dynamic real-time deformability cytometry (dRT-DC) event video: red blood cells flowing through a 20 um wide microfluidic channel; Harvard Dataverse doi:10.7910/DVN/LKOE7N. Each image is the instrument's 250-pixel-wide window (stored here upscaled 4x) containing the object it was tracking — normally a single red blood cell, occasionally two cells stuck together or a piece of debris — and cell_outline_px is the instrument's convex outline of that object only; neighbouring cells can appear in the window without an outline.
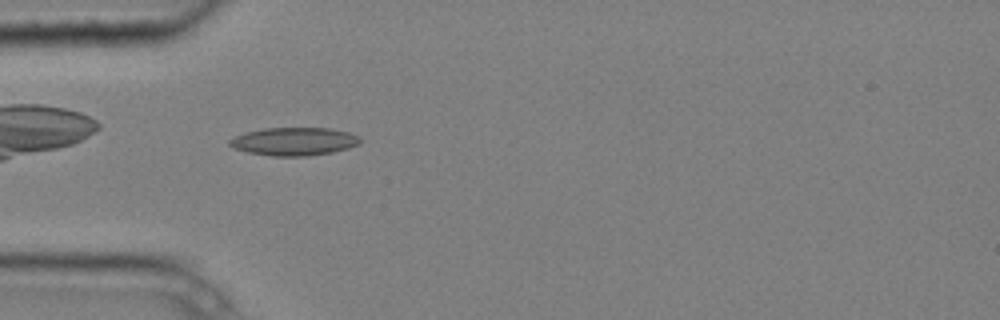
{"species": "common noctule bat (a hibernating species)", "species_latin": "Nyctalus noctula", "temperature_condition": "cold", "stored_images_in_passage": 10, "camera_frame_rate_fps": 3000, "um_per_image_px": 0.085, "animal": {"sex": "male", "body_mass_g": 20.4}, "frame": {"image": 1, "passage_image": 5, "time_ms": 1.333, "image_size_px": [1000, 320], "cell_outline_px": [[360, 144], [348, 148], [332, 152], [308, 156], [272, 156], [248, 152], [236, 148], [228, 144], [228, 140], [244, 132], [264, 128], [332, 128], [348, 132], [360, 136]], "centroid_in_image_um": [25.01, 12.02], "position_along_channel_um": 60.0, "area_um2": 21.39}}
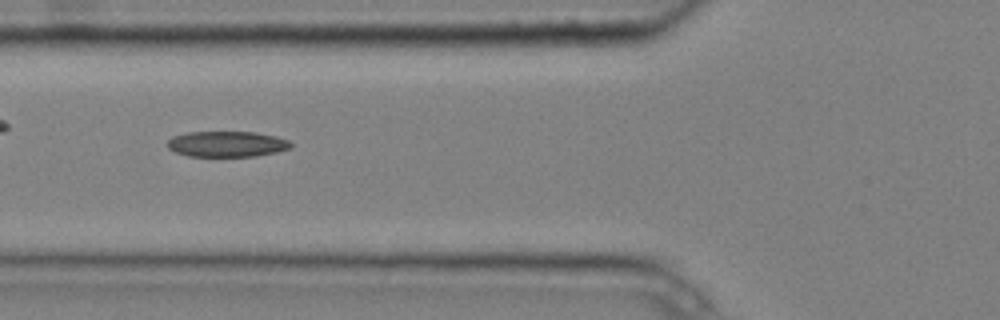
{"frame": {"image": 2, "passage_image": 6, "time_ms": 1.667, "image_size_px": [1000, 320], "cell_outline_px": [[292, 148], [276, 152], [256, 156], [188, 156], [176, 152], [168, 148], [168, 140], [172, 136], [188, 132], [256, 132], [276, 136], [288, 140], [292, 144]], "centroid_in_image_um": [19.3, 12.24], "position_along_channel_um": 106.5, "area_um2": 18.5}}
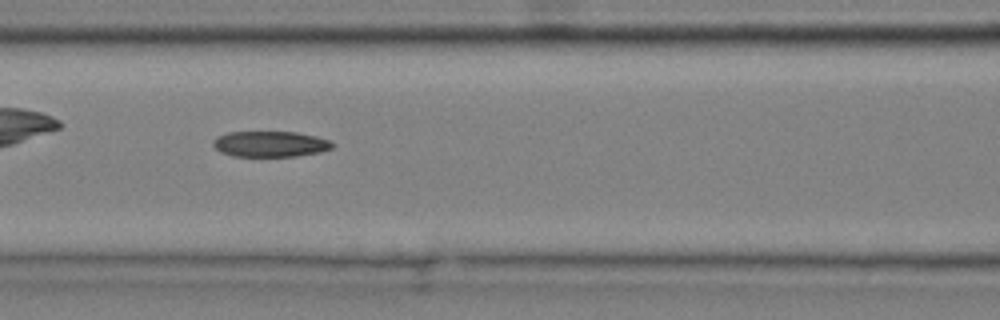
{"frame": {"image": 3, "passage_image": 7, "time_ms": 2.0, "image_size_px": [1000, 320], "cell_outline_px": [[336, 144], [332, 148], [320, 152], [296, 156], [232, 156], [220, 152], [212, 144], [212, 140], [216, 136], [228, 132], [296, 132], [316, 136], [328, 140]], "centroid_in_image_um": [22.95, 12.24], "position_along_channel_um": 143.6, "area_um2": 17.98}}